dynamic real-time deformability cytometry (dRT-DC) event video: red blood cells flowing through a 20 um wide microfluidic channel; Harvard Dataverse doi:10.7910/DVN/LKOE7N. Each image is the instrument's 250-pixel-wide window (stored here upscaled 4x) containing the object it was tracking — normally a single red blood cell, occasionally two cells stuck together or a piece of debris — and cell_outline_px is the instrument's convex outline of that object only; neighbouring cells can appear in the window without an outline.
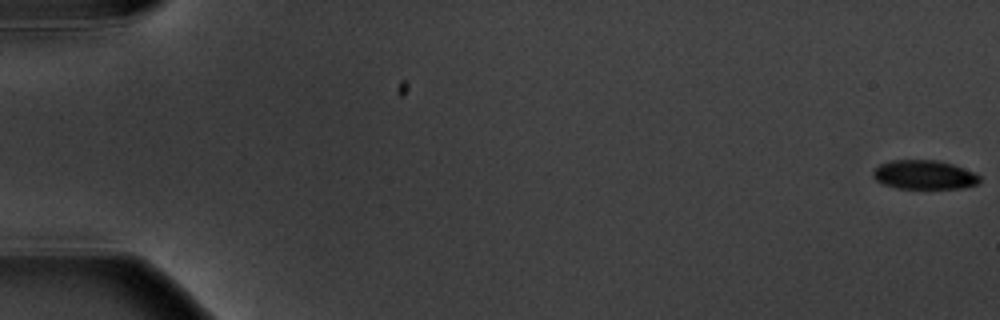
{"species": "common noctule bat (a hibernating species)", "species_latin": "Nyctalus noctula", "temperature_condition": "warm", "stored_images_in_passage": 6, "camera_frame_rate_fps": 3000, "um_per_image_px": 0.085, "animal": {"sex": "male", "body_mass_g": 20.1, "forearm_length_mm": 53.5}, "frame": {"image": 1, "passage_image": 1, "time_ms": 0.0, "image_size_px": [1000, 320], "cell_outline_px": [[980, 184], [964, 188], [896, 188], [880, 184], [872, 176], [872, 172], [880, 164], [892, 160], [940, 160], [952, 164], [972, 172], [980, 176]], "centroid_in_image_um": [78.54, 14.86], "position_along_channel_um": 6.5, "area_um2": 18.15}}
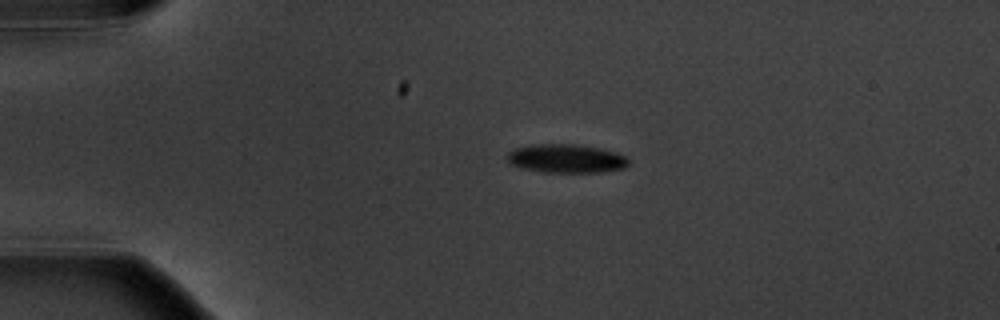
{"frame": {"image": 2, "passage_image": 4, "time_ms": 4.333, "image_size_px": [1000, 320], "cell_outline_px": [[628, 164], [624, 168], [600, 172], [548, 172], [520, 168], [512, 164], [508, 160], [508, 152], [512, 148], [532, 144], [576, 144], [600, 148], [616, 152], [624, 156], [628, 160]], "centroid_in_image_um": [48.1, 13.46], "position_along_channel_um": 36.9, "area_um2": 20.23}}
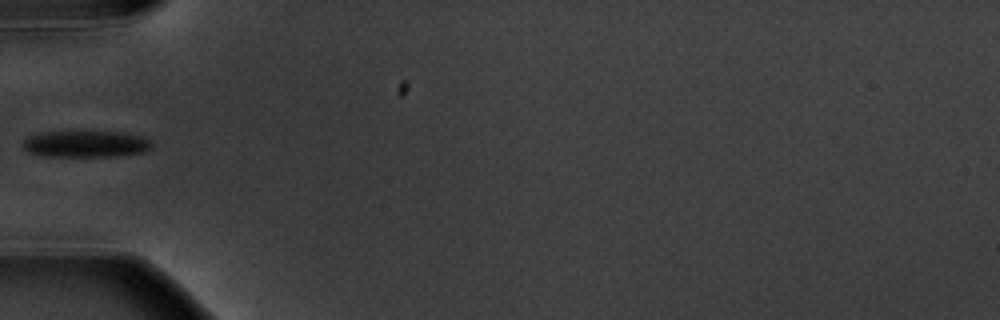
{"frame": {"image": 3, "passage_image": 6, "time_ms": 6.667, "image_size_px": [1000, 320], "cell_outline_px": [[152, 144], [144, 152], [116, 156], [36, 156], [28, 152], [24, 148], [24, 140], [28, 136], [40, 132], [120, 132], [144, 136]], "centroid_in_image_um": [7.25, 12.24], "position_along_channel_um": 77.7, "area_um2": 19.88}}